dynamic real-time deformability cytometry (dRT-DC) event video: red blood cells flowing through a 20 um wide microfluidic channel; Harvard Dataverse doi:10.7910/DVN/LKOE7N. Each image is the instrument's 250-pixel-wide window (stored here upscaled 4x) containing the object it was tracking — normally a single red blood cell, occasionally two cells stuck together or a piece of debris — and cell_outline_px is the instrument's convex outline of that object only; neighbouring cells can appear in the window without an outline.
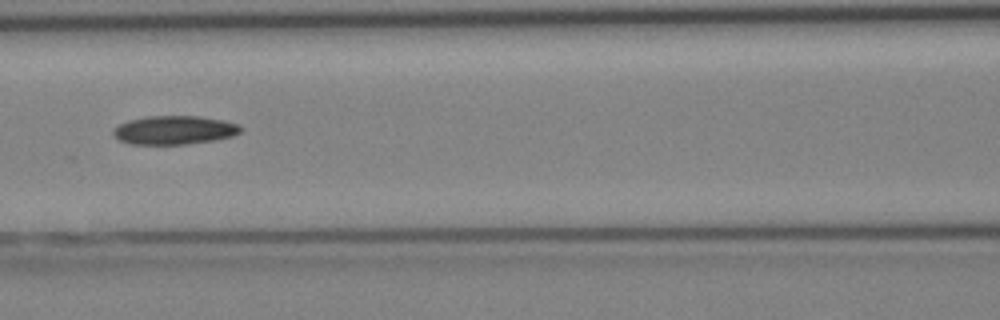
{"species": "Egyptian fruit bat (a non-hibernating species)", "species_latin": "Rousettus aegyptiacus", "temperature_condition": "cold", "stored_images_in_passage": 3, "camera_frame_rate_fps": 3000, "um_per_image_px": 0.085, "animal": {"sex": "female"}, "frame": {"image": 1, "passage_image": 3, "time_ms": 3.0, "image_size_px": [1000, 320], "cell_outline_px": [[244, 128], [240, 132], [232, 136], [212, 140], [184, 144], [132, 144], [120, 140], [112, 132], [120, 124], [128, 120], [148, 116], [196, 116], [220, 120], [240, 124]], "centroid_in_image_um": [14.84, 11.05], "position_along_channel_um": 151.8, "area_um2": 20.98}}